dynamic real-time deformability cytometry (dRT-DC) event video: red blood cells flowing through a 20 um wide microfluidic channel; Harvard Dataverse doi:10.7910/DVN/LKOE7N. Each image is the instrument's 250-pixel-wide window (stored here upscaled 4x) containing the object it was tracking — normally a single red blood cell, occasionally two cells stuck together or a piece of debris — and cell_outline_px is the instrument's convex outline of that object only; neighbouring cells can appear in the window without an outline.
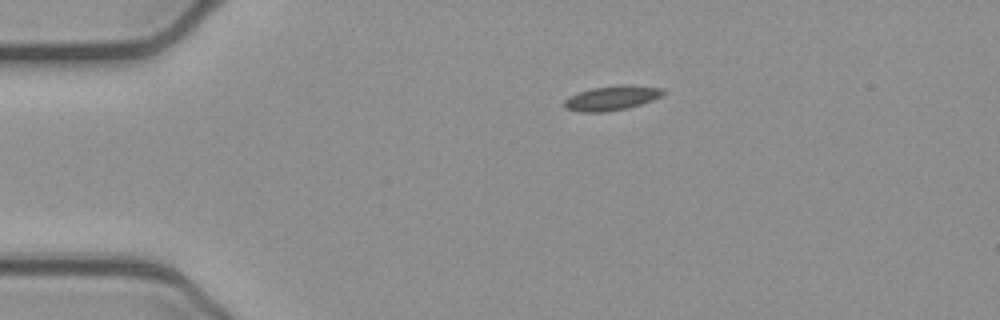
{"species": "common noctule bat (a hibernating species)", "species_latin": "Nyctalus noctula", "temperature_condition": "cold", "stored_images_in_passage": 43, "camera_frame_rate_fps": 3000, "um_per_image_px": 0.085, "animal": {"sex": "female", "body_mass_g": 21.9}, "frame": {"image": 1, "passage_image": 1, "time_ms": 0.0, "image_size_px": [1000, 320], "cell_outline_px": [[664, 92], [660, 96], [652, 100], [628, 108], [604, 112], [580, 112], [564, 108], [564, 100], [568, 96], [592, 88], [620, 84], [632, 84], [664, 88]], "centroid_in_image_um": [51.99, 8.32], "position_along_channel_um": 33.0, "area_um2": 14.28}}
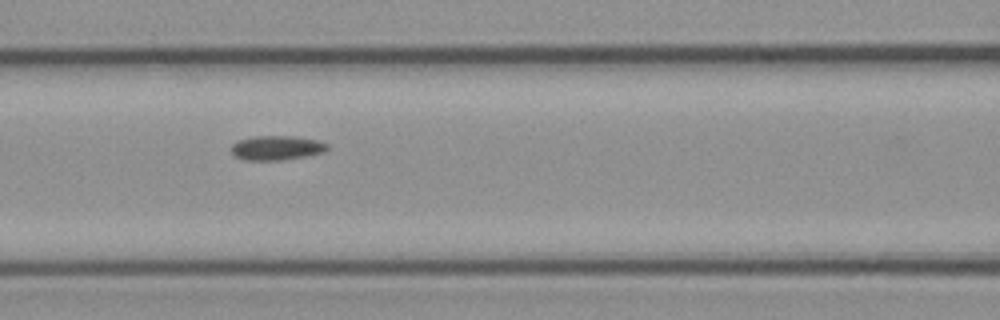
{"frame": {"image": 2, "passage_image": 13, "time_ms": 4.0, "image_size_px": [1000, 320], "cell_outline_px": [[328, 148], [324, 152], [308, 156], [284, 160], [244, 160], [236, 156], [232, 152], [232, 144], [236, 140], [252, 136], [292, 136], [316, 140], [328, 144]], "centroid_in_image_um": [23.5, 12.57], "position_along_channel_um": 143.1, "area_um2": 13.76}}
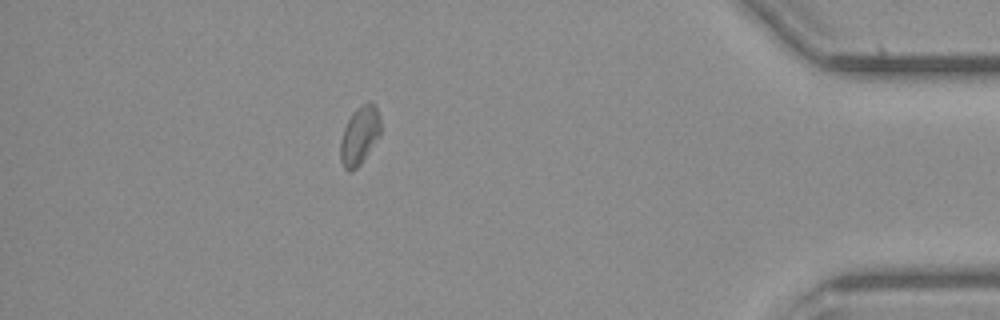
{"frame": {"image": 3, "passage_image": 37, "time_ms": 12.0, "image_size_px": [1000, 320], "cell_outline_px": [[380, 136], [360, 164], [352, 172], [348, 172], [344, 168], [340, 160], [340, 144], [344, 128], [352, 112], [356, 108], [368, 100], [376, 104], [380, 120]], "centroid_in_image_um": [30.57, 11.5], "position_along_channel_um": 404.6, "area_um2": 13.81}, "authors_computed_cell_mechanics": {"area_um2": 12.8894, "velocity_mm_per_s": 2.7333, "shape_relaxation_time_tau1_ms": 2.8745, "shape_relaxation_time_tau2_ms": null, "deformation_change_tau1": 0.3247, "deformation_change_tau2": null}}